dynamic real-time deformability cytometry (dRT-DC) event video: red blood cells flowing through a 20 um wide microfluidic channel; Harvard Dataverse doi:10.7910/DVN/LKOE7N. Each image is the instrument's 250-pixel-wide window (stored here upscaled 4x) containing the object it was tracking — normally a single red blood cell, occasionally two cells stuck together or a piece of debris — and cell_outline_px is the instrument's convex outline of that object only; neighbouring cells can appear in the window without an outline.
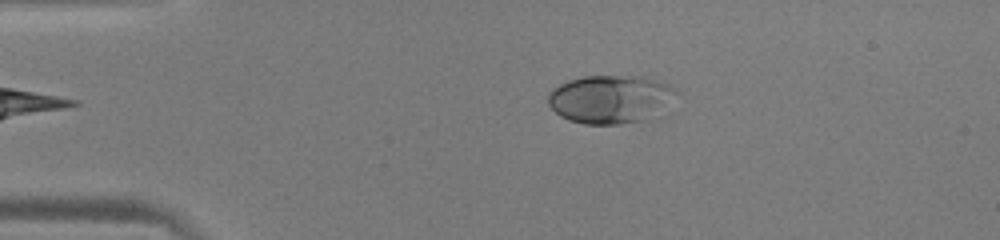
{"species": "human", "species_latin": "Homo sapiens", "temperature_condition": "warm", "stored_images_in_passage": 47, "camera_frame_rate_fps": 3000, "um_per_image_px": 0.085, "donor": {"sex": "male"}, "frame": {"image": 1, "passage_image": 6, "time_ms": 1.667, "image_size_px": [1000, 240], "cell_outline_px": [[676, 92], [672, 112], [660, 116], [644, 120], [620, 124], [584, 124], [568, 120], [560, 116], [548, 104], [548, 92], [552, 88], [568, 80], [584, 76], [644, 76], [668, 84]], "centroid_in_image_um": [51.98, 8.45], "position_along_channel_um": 33.0, "area_um2": 37.11}}
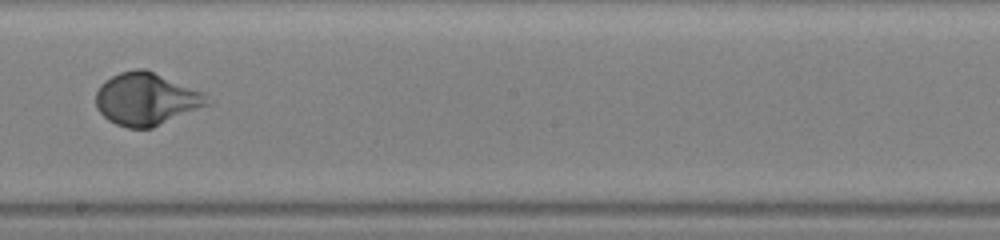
{"frame": {"image": 2, "passage_image": 25, "time_ms": 8.0, "image_size_px": [1000, 240], "cell_outline_px": [[212, 104], [152, 128], [128, 128], [116, 124], [108, 120], [96, 108], [96, 92], [100, 84], [104, 80], [120, 72], [136, 68], [144, 68], [204, 92]], "centroid_in_image_um": [12.44, 8.42], "position_along_channel_um": 235.8, "area_um2": 34.28}}
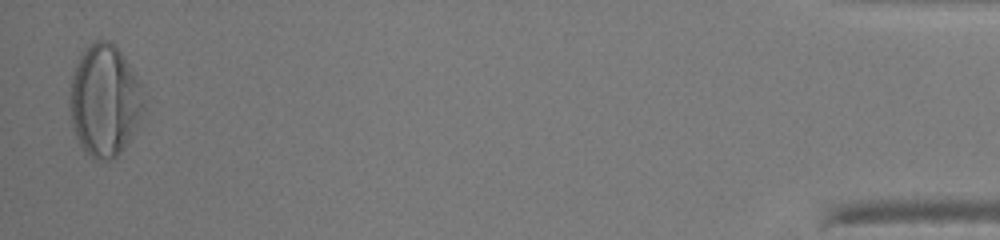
{"frame": {"image": 3, "passage_image": 46, "time_ms": 15.0, "image_size_px": [1000, 240], "cell_outline_px": [[144, 108], [124, 148], [116, 156], [108, 160], [96, 160], [84, 152], [72, 128], [68, 100], [72, 76], [80, 52], [88, 44], [96, 40], [108, 40], [116, 44], [140, 80], [144, 104]], "centroid_in_image_um": [8.86, 8.5], "position_along_channel_um": 426.3, "area_um2": 48.49}, "authors_computed_cell_mechanics": {"area_um2": 34.2754, "velocity_mm_per_s": 4.0019, "shape_relaxation_time_tau1_ms": 2.3607, "shape_relaxation_time_tau2_ms": null, "deformation_change_tau1": 0.2068, "deformation_change_tau2": null}}